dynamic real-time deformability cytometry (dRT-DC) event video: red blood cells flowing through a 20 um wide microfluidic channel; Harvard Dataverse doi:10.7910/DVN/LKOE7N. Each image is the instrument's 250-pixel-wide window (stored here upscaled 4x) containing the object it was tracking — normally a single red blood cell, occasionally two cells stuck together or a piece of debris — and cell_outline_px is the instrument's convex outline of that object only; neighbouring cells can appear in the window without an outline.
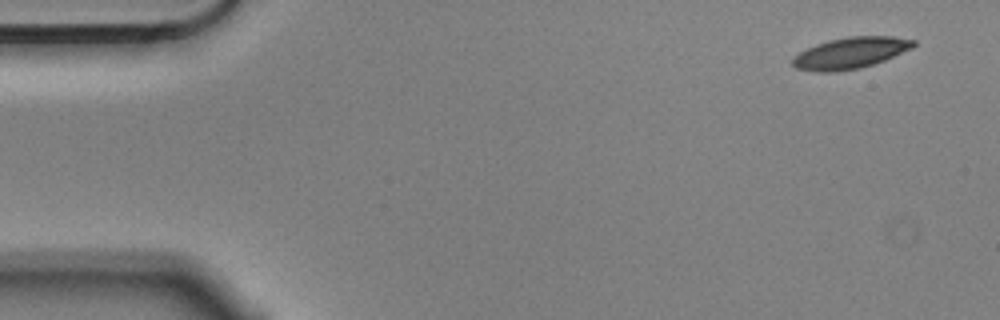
{"species": "Egyptian fruit bat (a non-hibernating species)", "species_latin": "Rousettus aegyptiacus", "temperature_condition": "cold", "stored_images_in_passage": 4, "camera_frame_rate_fps": 3000, "um_per_image_px": 0.085, "animal": {"sex": "male"}, "frame": {"image": 1, "passage_image": 1, "time_ms": 0.0, "image_size_px": [1000, 320], "cell_outline_px": [[916, 44], [912, 48], [884, 60], [860, 68], [832, 72], [816, 72], [796, 68], [792, 64], [792, 56], [816, 44], [828, 40], [848, 36], [892, 36], [916, 40]], "centroid_in_image_um": [72.27, 4.5], "position_along_channel_um": 12.7, "area_um2": 22.02}}